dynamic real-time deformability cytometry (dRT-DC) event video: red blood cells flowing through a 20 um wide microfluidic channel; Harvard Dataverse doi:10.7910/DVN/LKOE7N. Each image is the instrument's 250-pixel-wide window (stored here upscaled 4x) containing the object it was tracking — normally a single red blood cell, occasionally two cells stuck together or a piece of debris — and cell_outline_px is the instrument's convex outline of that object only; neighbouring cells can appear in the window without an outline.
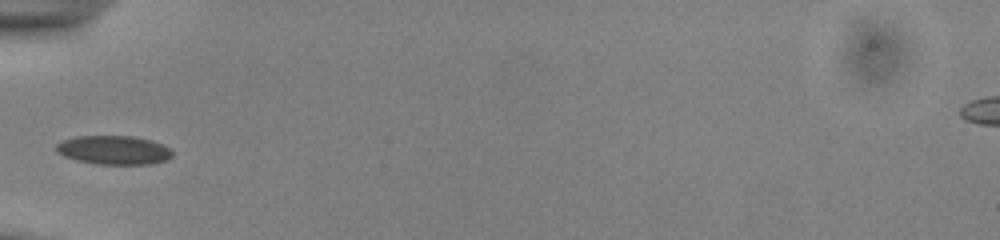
{"species": "common noctule bat (a hibernating species)", "species_latin": "Nyctalus noctula", "temperature_condition": "cold", "stored_images_in_passage": 35, "camera_frame_rate_fps": 3000, "um_per_image_px": 0.085, "animal": {"sex": "male", "body_mass_g": 13.0, "forearm_length_mm": 53.1}, "frame": {"image": 1, "passage_image": 1, "time_ms": 0.0, "image_size_px": [1000, 240], "cell_outline_px": [[172, 156], [168, 160], [152, 164], [96, 164], [76, 160], [64, 156], [56, 152], [56, 144], [64, 140], [76, 136], [132, 136], [152, 140], [164, 144], [172, 148]], "centroid_in_image_um": [9.72, 12.75], "position_along_channel_um": 75.3, "area_um2": 19.77}}
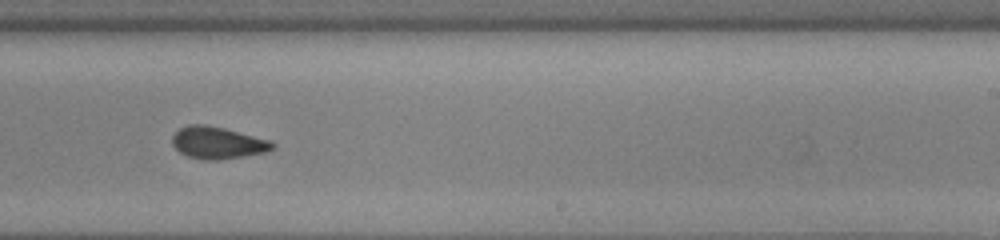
{"frame": {"image": 2, "passage_image": 16, "time_ms": 5.0, "image_size_px": [1000, 240], "cell_outline_px": [[276, 148], [264, 152], [216, 160], [204, 160], [188, 156], [180, 152], [172, 144], [172, 136], [180, 128], [188, 124], [204, 124], [224, 128], [272, 140], [276, 144]], "centroid_in_image_um": [18.51, 12.12], "position_along_channel_um": 270.5, "area_um2": 18.67}}
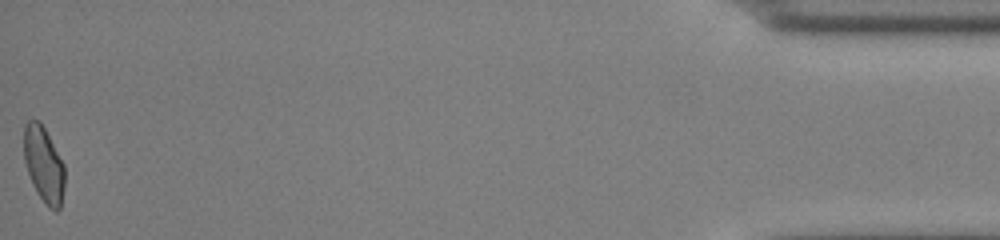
{"frame": {"image": 3, "passage_image": 35, "time_ms": 11.333, "image_size_px": [1000, 240], "cell_outline_px": [[64, 188], [60, 208], [56, 212], [48, 208], [36, 192], [32, 184], [24, 160], [24, 124], [28, 120], [40, 120], [64, 164]], "centroid_in_image_um": [3.71, 14.0], "position_along_channel_um": 431.5, "area_um2": 18.09}, "authors_computed_cell_mechanics": {"area_um2": 18.8428, "velocity_mm_per_s": 3.9187, "shape_relaxation_time_tau1_ms": 4.227, "shape_relaxation_time_tau2_ms": 2.3253, "deformation_change_tau1": 0.1065, "deformation_change_tau2": 0.0653}}